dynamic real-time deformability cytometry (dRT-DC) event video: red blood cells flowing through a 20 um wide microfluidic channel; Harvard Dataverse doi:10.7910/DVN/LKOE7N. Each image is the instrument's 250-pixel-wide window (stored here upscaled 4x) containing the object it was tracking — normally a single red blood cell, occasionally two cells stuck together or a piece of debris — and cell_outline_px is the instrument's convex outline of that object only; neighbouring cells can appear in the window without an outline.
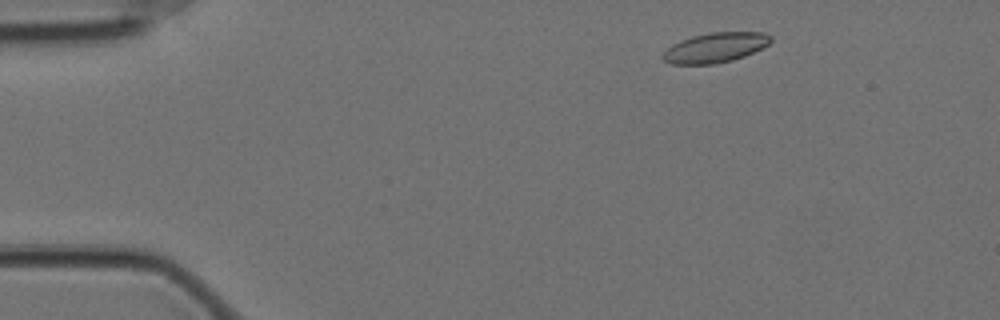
{"species": "Egyptian fruit bat (a non-hibernating species)", "species_latin": "Rousettus aegyptiacus", "temperature_condition": "cold", "stored_images_in_passage": 51, "camera_frame_rate_fps": 3000, "um_per_image_px": 0.085, "animal": {"sex": "female"}, "frame": {"image": 1, "passage_image": 1, "time_ms": 0.0, "image_size_px": [1000, 320], "cell_outline_px": [[772, 40], [768, 44], [744, 56], [732, 60], [716, 64], [672, 64], [664, 60], [660, 56], [672, 44], [680, 40], [692, 36], [712, 32], [764, 32], [772, 36]], "centroid_in_image_um": [60.78, 4.04], "position_along_channel_um": 24.2, "area_um2": 18.73}}
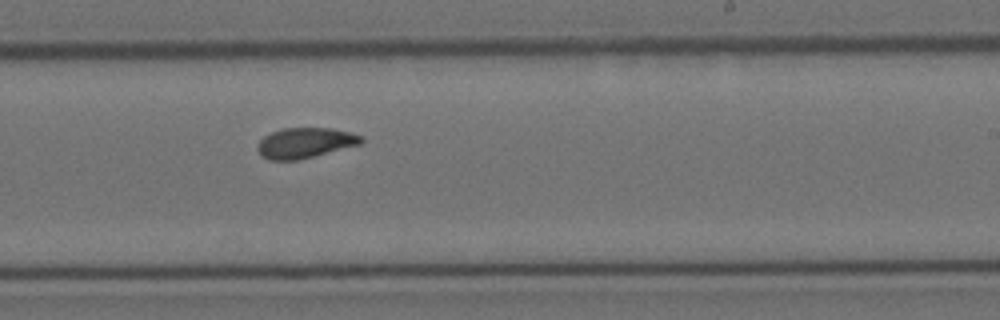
{"frame": {"image": 2, "passage_image": 28, "time_ms": 9.0, "image_size_px": [1000, 320], "cell_outline_px": [[364, 140], [360, 144], [296, 160], [268, 160], [260, 156], [256, 148], [256, 144], [264, 136], [280, 128], [332, 128], [352, 132], [364, 136]], "centroid_in_image_um": [25.9, 12.13], "position_along_channel_um": 263.1, "area_um2": 18.44}}
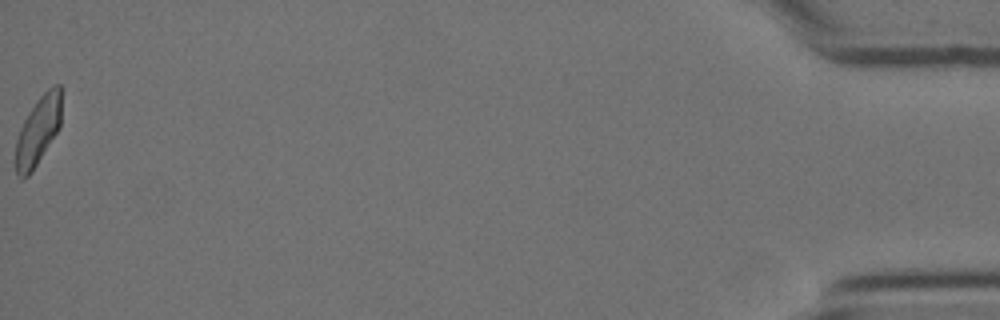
{"frame": {"image": 3, "passage_image": 51, "time_ms": 16.667, "image_size_px": [1000, 320], "cell_outline_px": [[60, 124], [56, 132], [32, 172], [24, 180], [16, 172], [16, 140], [20, 128], [28, 112], [36, 100], [48, 88], [56, 84], [60, 84]], "centroid_in_image_um": [3.21, 11.11], "position_along_channel_um": 432.0, "area_um2": 17.92}, "authors_computed_cell_mechanics": {"area_um2": 18.6694, "velocity_mm_per_s": 3.4852, "shape_relaxation_time_tau1_ms": 6.1757, "shape_relaxation_time_tau2_ms": 2.8001, "deformation_change_tau1": 0.1222, "deformation_change_tau2": 0.0731}}